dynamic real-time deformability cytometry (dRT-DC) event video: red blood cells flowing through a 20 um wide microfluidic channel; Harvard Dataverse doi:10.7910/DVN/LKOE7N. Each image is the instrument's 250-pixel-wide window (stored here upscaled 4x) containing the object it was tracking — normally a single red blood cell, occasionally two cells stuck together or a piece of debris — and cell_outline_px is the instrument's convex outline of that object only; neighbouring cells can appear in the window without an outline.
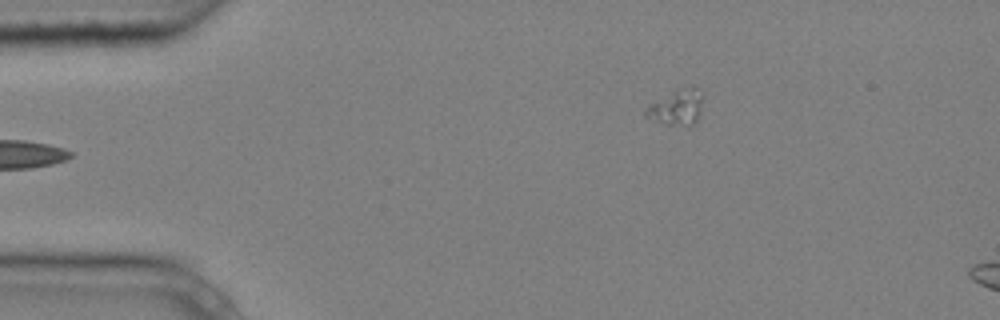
{"species": "common noctule bat (a hibernating species)", "species_latin": "Nyctalus noctula", "temperature_condition": "cold", "stored_images_in_passage": 5, "segment_of_instrument_passage": [2, 2], "camera_frame_rate_fps": 3000, "um_per_image_px": 0.085, "animal": {"sex": "male", "body_mass_g": 20.4}, "frame": {"image": 1, "passage_image": 5, "time_ms": 1.333, "image_size_px": [1000, 320], "cell_outline_px": [[704, 96], [700, 112], [696, 124], [664, 124], [652, 120], [644, 116], [644, 108], [648, 104], [676, 88], [696, 88]], "centroid_in_image_um": [57.48, 9.11], "position_along_channel_um": 27.5, "area_um2": 11.96}}